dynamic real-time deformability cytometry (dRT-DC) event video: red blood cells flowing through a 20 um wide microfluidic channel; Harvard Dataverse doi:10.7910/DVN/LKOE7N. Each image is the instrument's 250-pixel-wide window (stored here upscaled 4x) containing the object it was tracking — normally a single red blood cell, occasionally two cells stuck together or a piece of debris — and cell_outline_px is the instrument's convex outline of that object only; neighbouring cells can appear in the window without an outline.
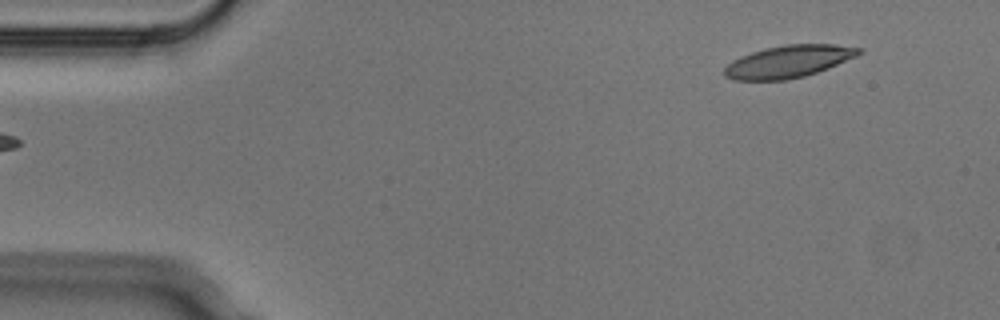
{"species": "Egyptian fruit bat (a non-hibernating species)", "species_latin": "Rousettus aegyptiacus", "temperature_condition": "cold", "stored_images_in_passage": 4, "segment_of_instrument_passage": [2, 2], "camera_frame_rate_fps": 3000, "um_per_image_px": 0.085, "animal": {"sex": "male"}, "frame": {"image": 1, "passage_image": 4, "time_ms": 1.0, "image_size_px": [1000, 320], "cell_outline_px": [[864, 52], [856, 56], [828, 68], [804, 76], [784, 80], [732, 80], [724, 76], [724, 68], [732, 60], [752, 52], [764, 48], [784, 44], [836, 44], [864, 48]], "centroid_in_image_um": [67.03, 5.22], "position_along_channel_um": 18.0, "area_um2": 25.37}}